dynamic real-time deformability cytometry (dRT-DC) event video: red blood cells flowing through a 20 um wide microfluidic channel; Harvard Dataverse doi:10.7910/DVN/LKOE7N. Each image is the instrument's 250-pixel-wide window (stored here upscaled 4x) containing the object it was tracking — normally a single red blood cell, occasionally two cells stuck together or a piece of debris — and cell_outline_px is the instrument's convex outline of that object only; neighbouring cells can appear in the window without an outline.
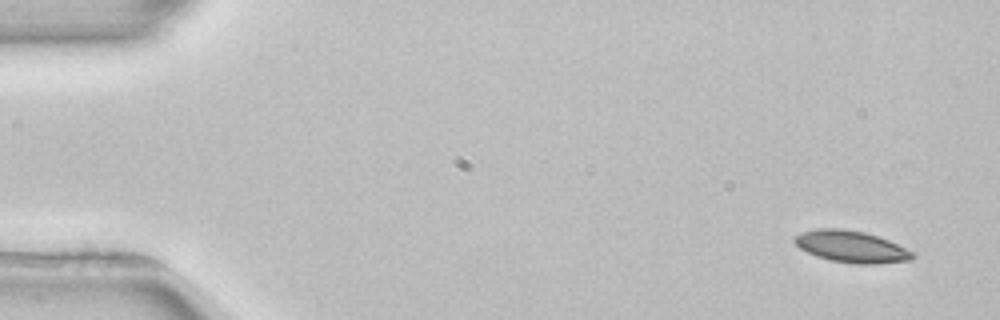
{"species": "common noctule bat (a hibernating species)", "species_latin": "Nyctalus noctula", "temperature_condition": "room temperature", "stored_images_in_passage": 4, "camera_frame_rate_fps": 3000, "um_per_image_px": 0.085, "animal": {"sex": "female", "body_mass_g": 22.7, "forearm_length_mm": 54.2}, "frame": {"image": 1, "passage_image": 1, "time_ms": 0.0, "image_size_px": [1000, 320], "cell_outline_px": [[916, 256], [912, 260], [876, 264], [856, 264], [832, 260], [816, 256], [800, 248], [792, 240], [800, 232], [816, 228], [840, 228], [864, 232], [888, 240], [916, 252]], "centroid_in_image_um": [72.39, 20.96], "position_along_channel_um": 12.6, "area_um2": 21.91}}
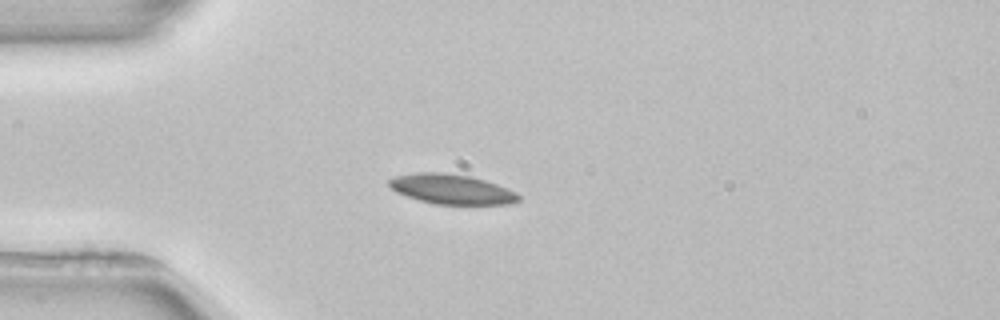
{"frame": {"image": 2, "passage_image": 3, "time_ms": 3.667, "image_size_px": [1000, 320], "cell_outline_px": [[520, 200], [508, 204], [436, 204], [420, 200], [396, 192], [388, 184], [388, 180], [396, 176], [420, 172], [444, 172], [472, 176], [496, 184], [516, 192], [520, 196]], "centroid_in_image_um": [38.39, 16.07], "position_along_channel_um": 46.6, "area_um2": 22.37}}